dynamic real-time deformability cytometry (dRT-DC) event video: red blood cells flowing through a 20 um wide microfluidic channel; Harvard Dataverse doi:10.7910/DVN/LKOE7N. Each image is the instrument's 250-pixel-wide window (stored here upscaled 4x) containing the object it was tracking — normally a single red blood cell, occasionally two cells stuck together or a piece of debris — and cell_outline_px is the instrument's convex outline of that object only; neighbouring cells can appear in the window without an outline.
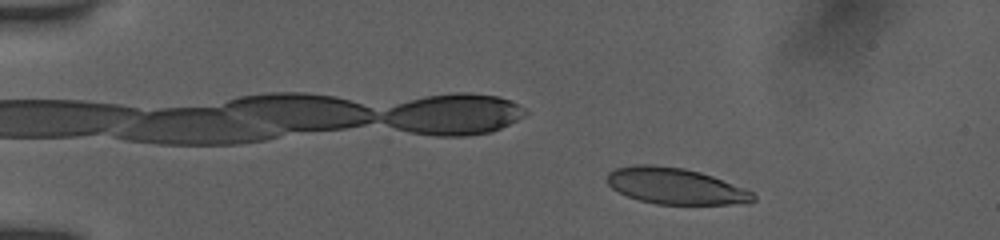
{"species": "human", "species_latin": "Homo sapiens", "temperature_condition": "room temperature", "stored_images_in_passage": 46, "camera_frame_rate_fps": 3000, "um_per_image_px": 0.085, "donor": {"sex": "female"}, "frame": {"image": 1, "passage_image": 2, "time_ms": 0.333, "image_size_px": [1000, 240], "cell_outline_px": [[756, 200], [748, 204], [656, 204], [640, 200], [628, 196], [612, 188], [604, 180], [608, 172], [616, 168], [636, 164], [652, 164], [684, 168], [700, 172], [712, 176], [744, 188], [752, 192], [756, 196]], "centroid_in_image_um": [57.4, 15.81], "position_along_channel_um": 27.6, "area_um2": 30.98}}
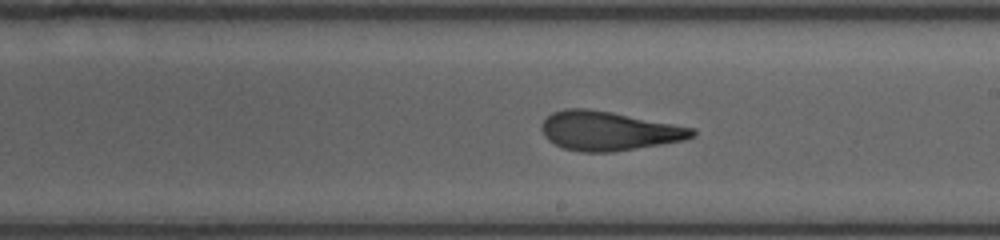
{"frame": {"image": 2, "passage_image": 25, "time_ms": 8.0, "image_size_px": [1000, 240], "cell_outline_px": [[696, 136], [684, 140], [612, 152], [580, 152], [564, 148], [548, 140], [544, 136], [540, 128], [540, 124], [552, 112], [564, 108], [588, 108], [612, 112], [696, 128]], "centroid_in_image_um": [51.72, 11.12], "position_along_channel_um": 237.3, "area_um2": 34.45}}
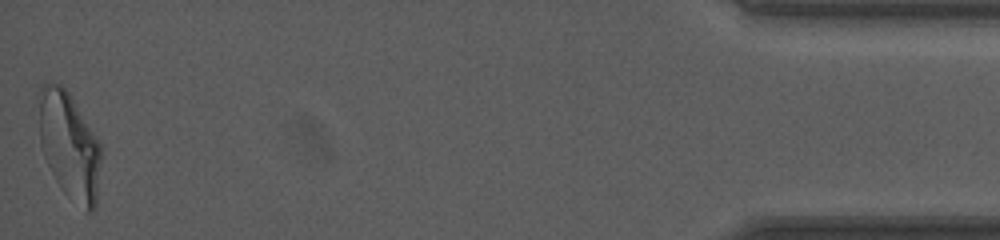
{"frame": {"image": 3, "passage_image": 46, "time_ms": 15.0, "image_size_px": [1000, 240], "cell_outline_px": [[100, 160], [96, 204], [92, 212], [88, 212], [64, 192], [60, 188], [44, 156], [40, 144], [40, 88], [44, 84], [60, 84], [68, 92], [96, 136], [100, 144]], "centroid_in_image_um": [5.9, 12.4], "position_along_channel_um": 429.3, "area_um2": 37.74}, "authors_computed_cell_mechanics": {"area_um2": 34.68, "velocity_mm_per_s": 3.924, "shape_relaxation_time_tau1_ms": 6.8725, "shape_relaxation_time_tau2_ms": 1.8161, "deformation_change_tau1": 0.241, "deformation_change_tau2": 0.1013}}